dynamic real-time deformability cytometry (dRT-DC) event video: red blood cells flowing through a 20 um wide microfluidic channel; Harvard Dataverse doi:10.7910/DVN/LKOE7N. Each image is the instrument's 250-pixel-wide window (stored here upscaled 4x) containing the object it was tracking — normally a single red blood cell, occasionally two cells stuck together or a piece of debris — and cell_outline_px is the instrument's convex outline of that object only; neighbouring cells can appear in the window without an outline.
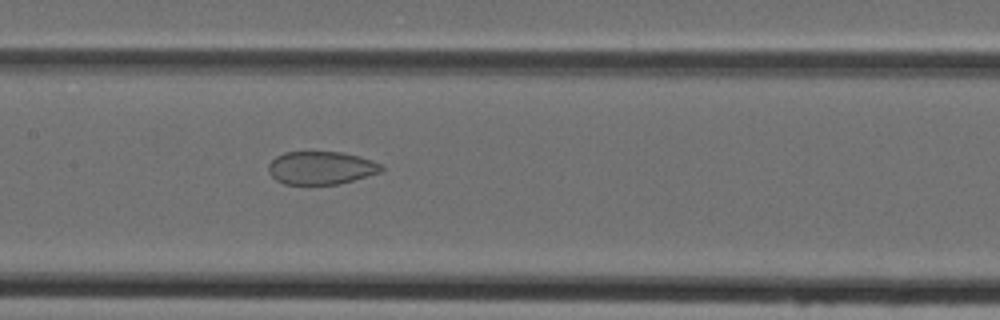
{"species": "Egyptian fruit bat (a non-hibernating species)", "species_latin": "Rousettus aegyptiacus", "temperature_condition": "cold", "stored_images_in_passage": 32, "camera_frame_rate_fps": 3000, "um_per_image_px": 0.085, "animal": {"sex": "female"}, "frame": {"image": 1, "passage_image": 16, "time_ms": 5.0, "image_size_px": [1000, 320], "cell_outline_px": [[384, 168], [380, 172], [352, 180], [336, 184], [284, 184], [276, 180], [268, 172], [268, 164], [276, 156], [284, 152], [340, 152], [372, 160], [384, 164]], "centroid_in_image_um": [27.27, 14.26], "position_along_channel_um": 180.1, "area_um2": 21.62}}
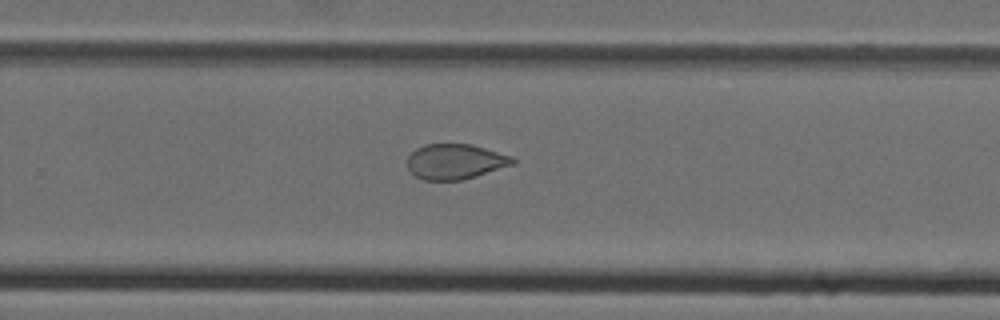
{"frame": {"image": 2, "passage_image": 24, "time_ms": 7.667, "image_size_px": [1000, 320], "cell_outline_px": [[516, 164], [476, 176], [460, 180], [424, 180], [416, 176], [408, 168], [408, 156], [416, 148], [424, 144], [472, 144], [512, 156], [516, 160]], "centroid_in_image_um": [38.72, 13.73], "position_along_channel_um": 291.1, "area_um2": 21.68}}
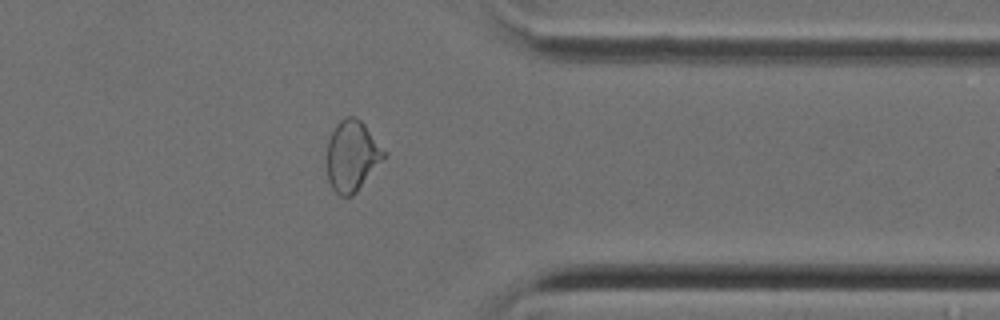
{"frame": {"image": 3, "passage_image": 31, "time_ms": 10.0, "image_size_px": [1000, 320], "cell_outline_px": [[388, 152], [356, 192], [352, 196], [340, 196], [332, 188], [328, 180], [328, 140], [336, 124], [340, 120], [348, 116], [356, 116], [364, 124]], "centroid_in_image_um": [29.93, 13.23], "position_along_channel_um": 381.5, "area_um2": 23.24}}